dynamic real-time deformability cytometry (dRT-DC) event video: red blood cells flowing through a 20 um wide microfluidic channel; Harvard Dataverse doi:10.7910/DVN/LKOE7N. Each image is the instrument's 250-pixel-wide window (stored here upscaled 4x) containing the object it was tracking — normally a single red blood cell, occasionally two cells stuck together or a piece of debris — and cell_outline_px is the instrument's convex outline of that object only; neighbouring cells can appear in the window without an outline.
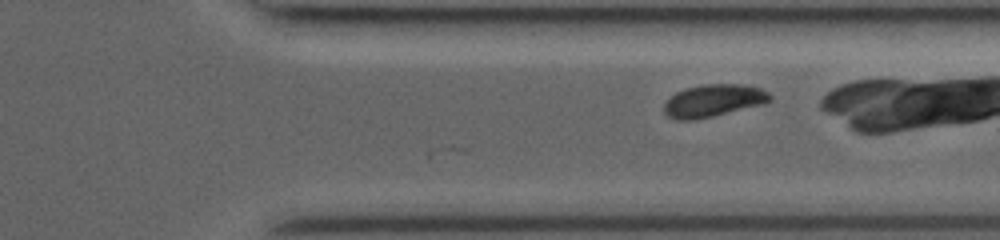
{"species": "common noctule bat (a hibernating species)", "species_latin": "Nyctalus noctula", "temperature_condition": "room temperature", "stored_images_in_passage": 34, "camera_frame_rate_fps": 3500, "um_per_image_px": 0.085, "animal": {"sex": "female", "body_mass_g": 19.0, "forearm_length_mm": 53.3}, "frame": {"image": 1, "passage_image": 34, "time_ms": 9.429, "image_size_px": [1000, 240], "cell_outline_px": [[772, 100], [764, 104], [712, 116], [692, 120], [676, 120], [668, 116], [664, 112], [664, 104], [676, 92], [684, 88], [704, 84], [736, 84], [760, 88], [768, 92], [772, 96]], "centroid_in_image_um": [60.64, 8.55], "position_along_channel_um": 350.8, "area_um2": 19.88}}